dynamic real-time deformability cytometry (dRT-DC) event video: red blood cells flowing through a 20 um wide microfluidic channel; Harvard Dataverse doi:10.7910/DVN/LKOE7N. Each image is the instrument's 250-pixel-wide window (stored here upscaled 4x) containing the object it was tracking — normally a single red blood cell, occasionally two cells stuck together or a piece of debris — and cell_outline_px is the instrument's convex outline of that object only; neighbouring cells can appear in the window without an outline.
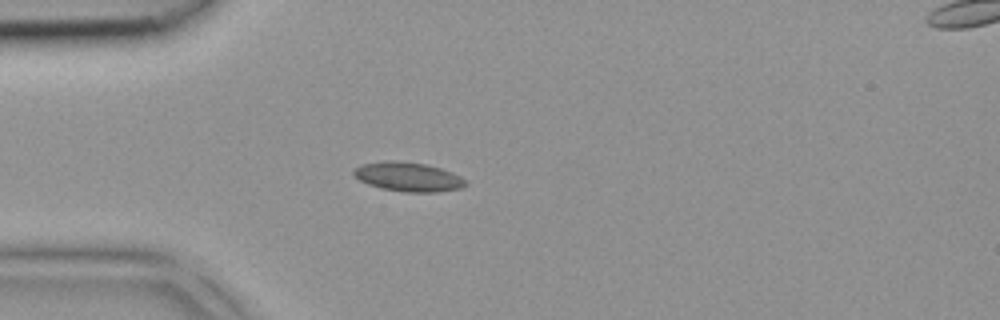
{"species": "common noctule bat (a hibernating species)", "species_latin": "Nyctalus noctula", "temperature_condition": "room temperature", "stored_images_in_passage": 32, "camera_frame_rate_fps": 3000, "um_per_image_px": 0.085, "animal": {"sex": "female", "body_mass_g": 18.4}, "frame": {"image": 1, "passage_image": 1, "time_ms": 0.0, "image_size_px": [1000, 320], "cell_outline_px": [[468, 184], [460, 188], [436, 192], [404, 192], [380, 188], [368, 184], [360, 180], [352, 172], [360, 164], [384, 160], [396, 160], [424, 164], [440, 168], [452, 172], [468, 180]], "centroid_in_image_um": [34.7, 15.02], "position_along_channel_um": 50.3, "area_um2": 19.13}}
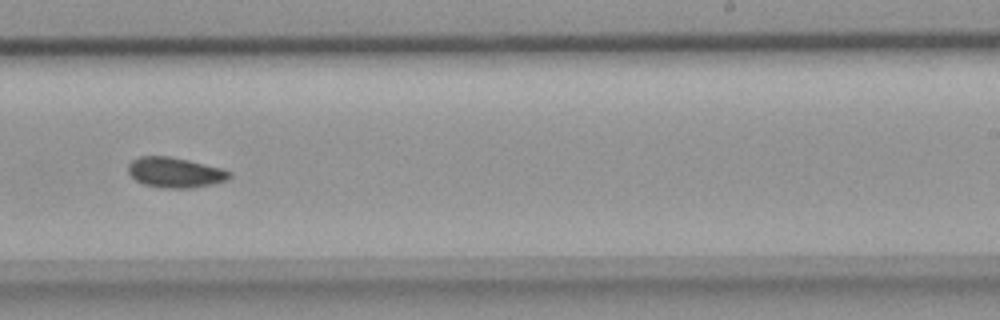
{"frame": {"image": 2, "passage_image": 16, "time_ms": 5.0, "image_size_px": [1000, 320], "cell_outline_px": [[232, 176], [228, 180], [212, 184], [192, 188], [164, 188], [144, 184], [136, 180], [128, 172], [128, 164], [132, 160], [140, 156], [168, 156], [188, 160], [220, 168], [232, 172]], "centroid_in_image_um": [14.89, 14.66], "position_along_channel_um": 274.1, "area_um2": 17.8}}
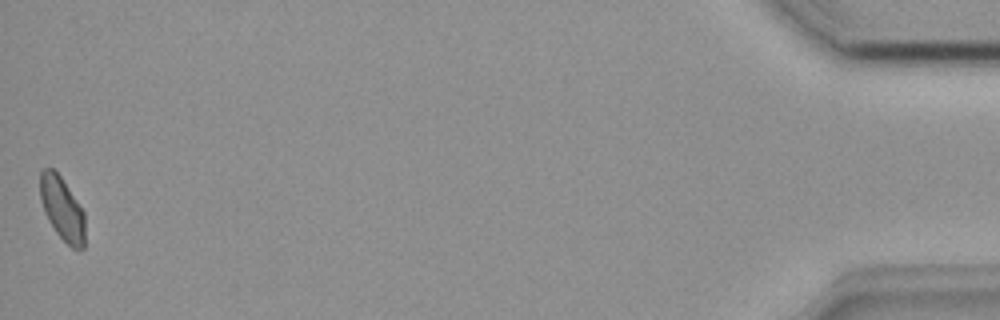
{"frame": {"image": 3, "passage_image": 32, "time_ms": 10.333, "image_size_px": [1000, 320], "cell_outline_px": [[84, 248], [72, 248], [56, 232], [48, 220], [44, 212], [40, 200], [40, 172], [44, 168], [52, 168], [60, 176], [84, 212]], "centroid_in_image_um": [5.26, 17.73], "position_along_channel_um": 429.9, "area_um2": 16.3}}